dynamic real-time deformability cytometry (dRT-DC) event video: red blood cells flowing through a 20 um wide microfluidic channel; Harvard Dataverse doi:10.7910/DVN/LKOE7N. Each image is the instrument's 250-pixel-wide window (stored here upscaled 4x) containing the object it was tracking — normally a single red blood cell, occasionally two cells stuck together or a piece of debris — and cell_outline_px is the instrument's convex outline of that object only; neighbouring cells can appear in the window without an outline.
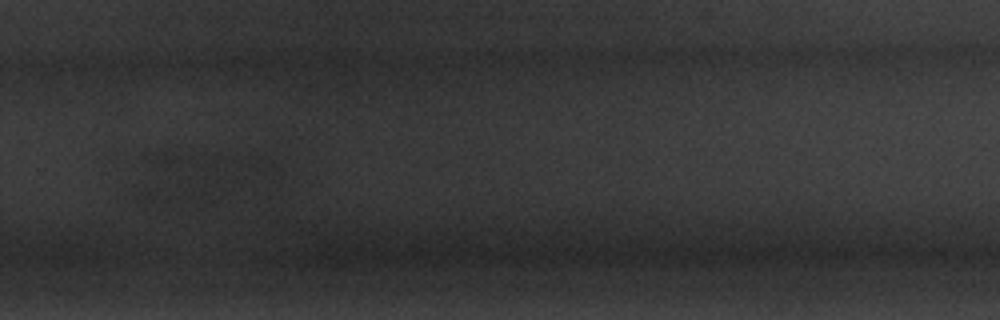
{"species": "common noctule bat (a hibernating species)", "species_latin": "Nyctalus noctula", "temperature_condition": "warm", "stored_images_in_passage": 36, "camera_frame_rate_fps": 3000, "um_per_image_px": 0.085, "animal": {"sex": "male", "body_mass_g": 20.1, "forearm_length_mm": 53.5}, "frame": {"image": 1, "passage_image": 36, "time_ms": 11.667, "image_size_px": [1000, 320], "cell_outline_px": [[452, 52], [416, 68], [340, 64], [332, 60], [328, 52], [332, 48], [440, 48]], "centroid_in_image_um": [32.88, 4.8], "position_along_channel_um": 296.9, "area_um2": 13.81}}